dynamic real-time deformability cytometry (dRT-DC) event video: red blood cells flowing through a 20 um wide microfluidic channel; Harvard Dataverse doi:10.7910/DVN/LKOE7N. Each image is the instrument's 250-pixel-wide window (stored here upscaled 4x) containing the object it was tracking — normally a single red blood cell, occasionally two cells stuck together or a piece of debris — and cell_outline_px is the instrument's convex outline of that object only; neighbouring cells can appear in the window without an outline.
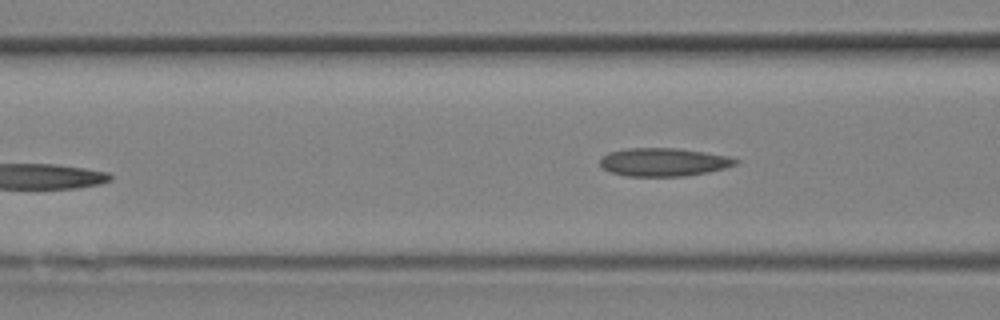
{"species": "Egyptian fruit bat (a non-hibernating species)", "species_latin": "Rousettus aegyptiacus", "temperature_condition": "room temperature", "stored_images_in_passage": 11, "segment_of_instrument_passage": [2, 2], "camera_frame_rate_fps": 3000, "um_per_image_px": 0.085, "animal": {"sex": "female"}, "frame": {"image": 1, "passage_image": 11, "time_ms": 3.333, "image_size_px": [1000, 320], "cell_outline_px": [[740, 160], [736, 164], [728, 168], [708, 172], [684, 176], [628, 176], [612, 172], [604, 168], [600, 164], [600, 160], [608, 152], [624, 148], [676, 148], [704, 152], [728, 156]], "centroid_in_image_um": [56.44, 13.77], "position_along_channel_um": 110.2, "area_um2": 22.25}}